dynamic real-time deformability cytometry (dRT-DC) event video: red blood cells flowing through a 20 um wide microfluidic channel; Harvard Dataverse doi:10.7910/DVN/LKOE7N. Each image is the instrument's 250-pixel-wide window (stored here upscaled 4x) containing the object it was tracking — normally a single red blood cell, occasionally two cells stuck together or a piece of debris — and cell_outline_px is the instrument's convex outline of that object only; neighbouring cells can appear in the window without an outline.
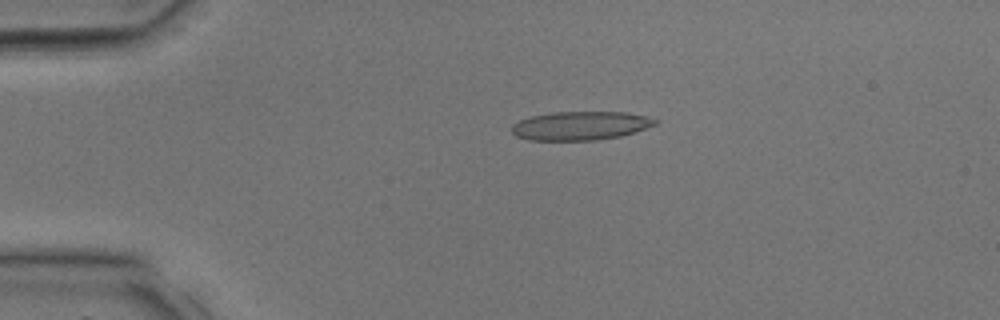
{"species": "common noctule bat (a hibernating species)", "species_latin": "Nyctalus noctula", "temperature_condition": "room temperature", "stored_images_in_passage": 10, "camera_frame_rate_fps": 3000, "um_per_image_px": 0.085, "animal": {"sex": "male", "body_mass_g": 17.9, "forearm_length_mm": 54.2}, "frame": {"image": 1, "passage_image": 7, "time_ms": 2.0, "image_size_px": [1000, 320], "cell_outline_px": [[656, 124], [636, 132], [620, 136], [596, 140], [528, 140], [516, 136], [512, 132], [512, 124], [528, 116], [552, 112], [628, 112], [644, 116], [656, 120]], "centroid_in_image_um": [49.3, 10.68], "position_along_channel_um": 35.7, "area_um2": 23.99}}